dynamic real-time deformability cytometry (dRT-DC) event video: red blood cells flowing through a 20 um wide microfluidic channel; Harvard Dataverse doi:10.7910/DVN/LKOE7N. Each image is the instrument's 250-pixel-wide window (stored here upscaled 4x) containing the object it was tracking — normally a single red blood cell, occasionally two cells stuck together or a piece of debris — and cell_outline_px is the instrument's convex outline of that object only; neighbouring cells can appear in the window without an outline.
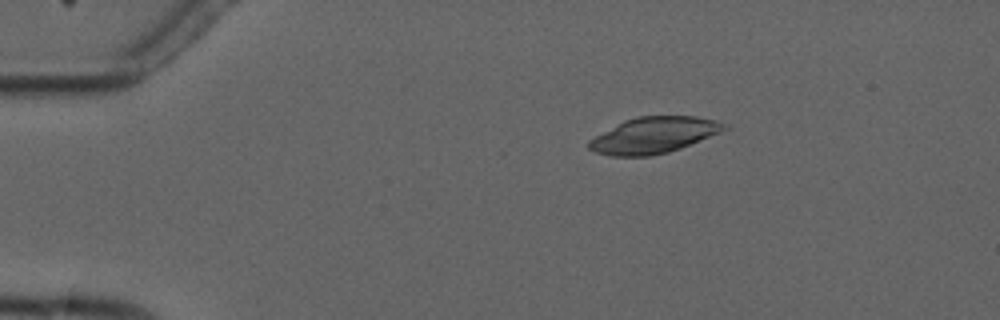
{"species": "common noctule bat (a hibernating species)", "species_latin": "Nyctalus noctula", "temperature_condition": "cold", "stored_images_in_passage": 10, "camera_frame_rate_fps": 3000, "um_per_image_px": 0.085, "animal": {"sex": "male", "forearm_length_mm": 52.5}, "frame": {"image": 1, "passage_image": 3, "time_ms": 2.333, "image_size_px": [1000, 320], "cell_outline_px": [[732, 128], [680, 148], [668, 152], [648, 156], [612, 156], [596, 152], [588, 148], [588, 140], [624, 120], [636, 116], [696, 116], [716, 120], [728, 124]], "centroid_in_image_um": [55.61, 11.48], "position_along_channel_um": 29.4, "area_um2": 28.55}}
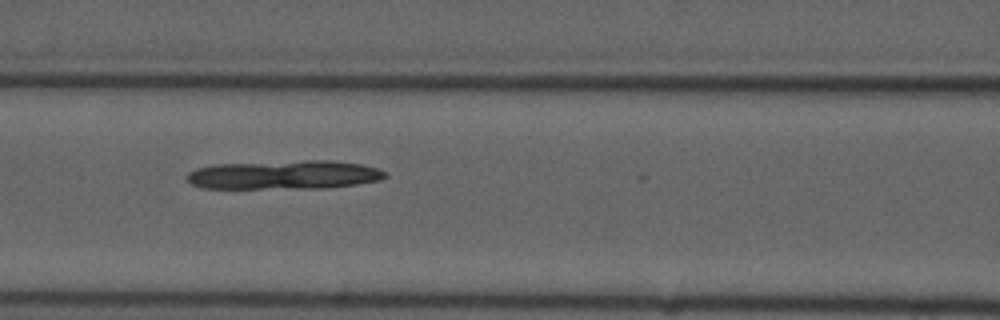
{"frame": {"image": 2, "passage_image": 7, "time_ms": 7.0, "image_size_px": [1000, 320], "cell_outline_px": [[388, 176], [380, 180], [356, 184], [324, 188], [200, 188], [192, 184], [188, 180], [188, 172], [196, 168], [212, 164], [308, 160], [332, 160], [360, 164], [376, 168], [388, 172]], "centroid_in_image_um": [24.16, 14.85], "position_along_channel_um": 142.4, "area_um2": 33.47}}
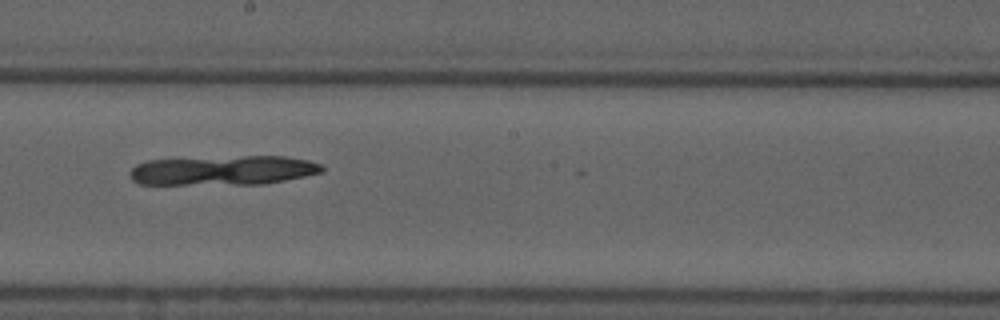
{"frame": {"image": 3, "passage_image": 9, "time_ms": 9.333, "image_size_px": [1000, 320], "cell_outline_px": [[324, 172], [264, 184], [136, 184], [128, 176], [128, 172], [136, 164], [148, 160], [244, 156], [284, 156], [308, 160], [320, 164], [324, 168]], "centroid_in_image_um": [18.93, 14.48], "position_along_channel_um": 229.3, "area_um2": 33.06}}